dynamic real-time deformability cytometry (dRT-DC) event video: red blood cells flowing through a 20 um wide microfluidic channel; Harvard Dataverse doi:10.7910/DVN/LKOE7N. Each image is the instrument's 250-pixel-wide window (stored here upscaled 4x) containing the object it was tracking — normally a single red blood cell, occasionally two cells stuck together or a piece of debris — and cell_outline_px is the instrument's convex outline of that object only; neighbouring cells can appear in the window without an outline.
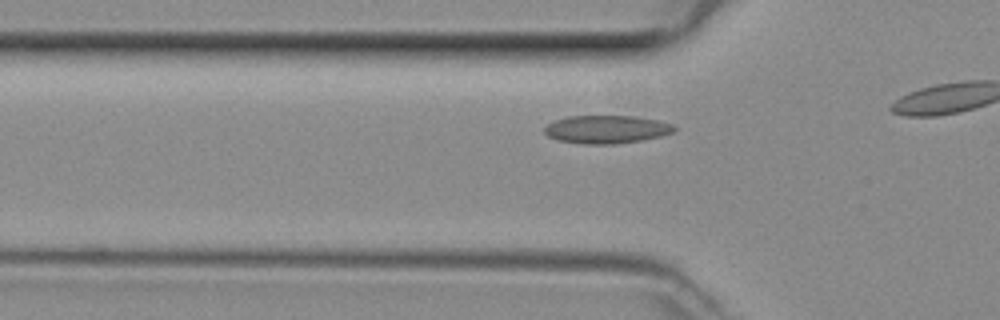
{"species": "common noctule bat (a hibernating species)", "species_latin": "Nyctalus noctula", "temperature_condition": "room temperature", "stored_images_in_passage": 12, "camera_frame_rate_fps": 3000, "um_per_image_px": 0.085, "animal": {"sex": "female", "body_mass_g": 29.2, "forearm_length_mm": 56.3}, "frame": {"image": 1, "passage_image": 7, "time_ms": 2.0, "image_size_px": [1000, 320], "cell_outline_px": [[676, 128], [672, 132], [660, 136], [640, 140], [616, 144], [584, 144], [560, 140], [548, 136], [544, 132], [544, 128], [548, 124], [556, 120], [568, 116], [632, 116], [656, 120], [672, 124]], "centroid_in_image_um": [51.53, 10.99], "position_along_channel_um": 74.3, "area_um2": 20.92}}
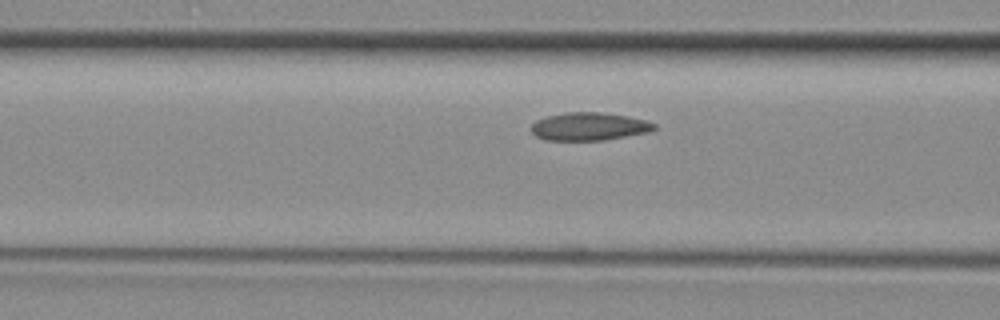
{"frame": {"image": 2, "passage_image": 10, "time_ms": 3.0, "image_size_px": [1000, 320], "cell_outline_px": [[656, 128], [648, 132], [604, 140], [544, 140], [536, 136], [532, 132], [532, 124], [536, 120], [544, 116], [564, 112], [600, 112], [628, 116], [644, 120], [656, 124]], "centroid_in_image_um": [50.04, 10.74], "position_along_channel_um": 116.6, "area_um2": 20.06}}